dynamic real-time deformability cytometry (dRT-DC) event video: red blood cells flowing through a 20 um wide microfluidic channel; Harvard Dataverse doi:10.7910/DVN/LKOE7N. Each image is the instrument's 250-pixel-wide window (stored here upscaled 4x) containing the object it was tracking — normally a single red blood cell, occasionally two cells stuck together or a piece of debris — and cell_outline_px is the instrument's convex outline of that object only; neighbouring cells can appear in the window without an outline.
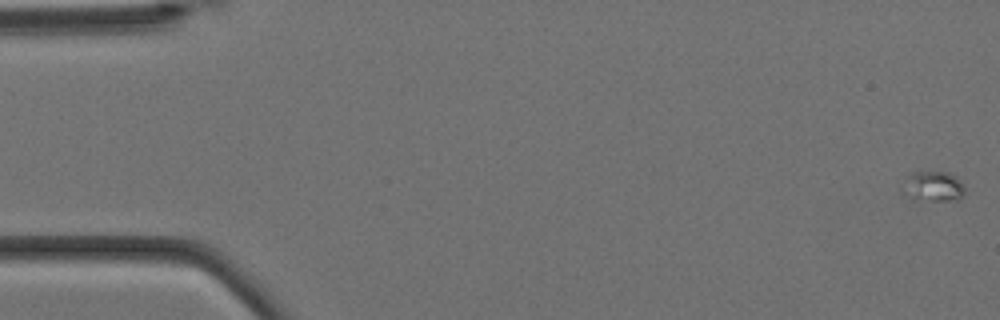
{"species": "Egyptian fruit bat (a non-hibernating species)", "species_latin": "Rousettus aegyptiacus", "temperature_condition": "cold", "stored_images_in_passage": 5, "camera_frame_rate_fps": 3000, "um_per_image_px": 0.085, "animal": {"sex": "female"}, "frame": {"image": 1, "passage_image": 1, "time_ms": 0.0, "image_size_px": [1000, 320], "cell_outline_px": [[964, 196], [960, 200], [912, 200], [900, 192], [908, 172], [948, 172], [956, 176], [960, 180], [964, 188]], "centroid_in_image_um": [79.28, 15.85], "position_along_channel_um": 5.7, "area_um2": 11.33}}